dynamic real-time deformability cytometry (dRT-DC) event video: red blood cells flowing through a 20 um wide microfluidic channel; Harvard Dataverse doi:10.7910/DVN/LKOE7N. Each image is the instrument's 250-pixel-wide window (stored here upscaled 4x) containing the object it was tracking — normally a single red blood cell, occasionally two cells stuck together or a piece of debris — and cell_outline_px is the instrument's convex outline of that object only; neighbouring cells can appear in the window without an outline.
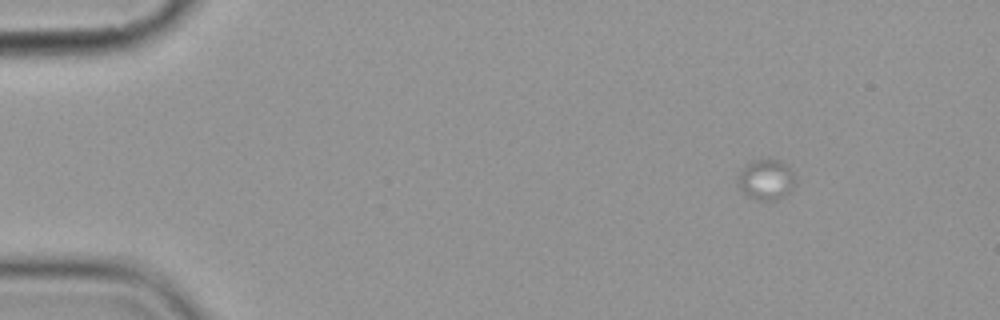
{"species": "common noctule bat (a hibernating species)", "species_latin": "Nyctalus noctula", "temperature_condition": "cold", "stored_images_in_passage": 4, "camera_frame_rate_fps": 3000, "um_per_image_px": 0.085, "animal": {"sex": "female", "body_mass_g": 19.9}, "frame": {"image": 1, "passage_image": 1, "time_ms": 0.0, "image_size_px": [1000, 320], "cell_outline_px": [[796, 184], [788, 192], [776, 200], [756, 200], [748, 196], [740, 188], [736, 180], [736, 176], [744, 164], [752, 160], [776, 160], [784, 164], [796, 176]], "centroid_in_image_um": [65.08, 15.27], "position_along_channel_um": 19.9, "area_um2": 13.58}}
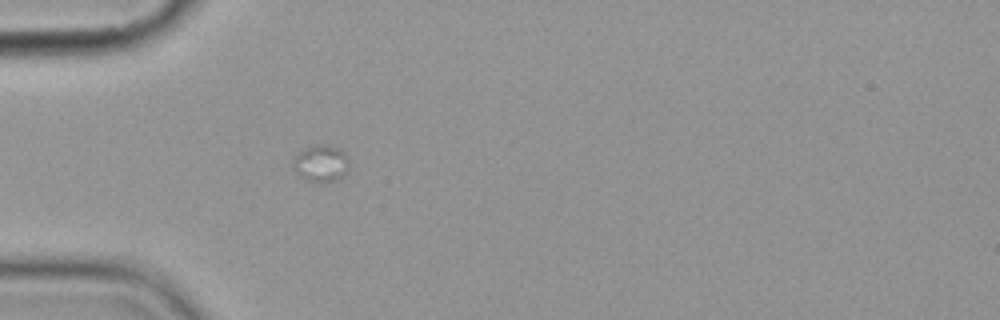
{"frame": {"image": 2, "passage_image": 4, "time_ms": 3.667, "image_size_px": [1000, 320], "cell_outline_px": [[348, 172], [340, 180], [308, 180], [300, 176], [292, 168], [292, 164], [296, 156], [300, 152], [316, 144], [328, 144], [340, 148], [344, 152], [348, 160]], "centroid_in_image_um": [27.32, 13.86], "position_along_channel_um": 57.7, "area_um2": 11.85}}